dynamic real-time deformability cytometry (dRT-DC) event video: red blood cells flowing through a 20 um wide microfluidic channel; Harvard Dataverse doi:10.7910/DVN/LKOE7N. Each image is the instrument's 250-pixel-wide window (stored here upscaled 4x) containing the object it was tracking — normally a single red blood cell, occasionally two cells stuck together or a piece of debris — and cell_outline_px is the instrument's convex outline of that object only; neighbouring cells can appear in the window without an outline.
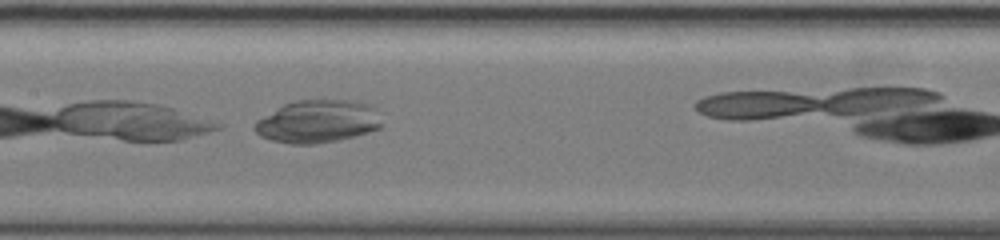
{"species": "common noctule bat (a hibernating species)", "species_latin": "Nyctalus noctula", "temperature_condition": "warm", "stored_images_in_passage": 28, "camera_frame_rate_fps": 3000, "um_per_image_px": 0.085, "animal": {"sex": "female", "body_mass_g": 19.5, "forearm_length_mm": 54.1}, "frame": {"image": 1, "passage_image": 13, "time_ms": 4.0, "image_size_px": [1000, 240], "cell_outline_px": [[380, 128], [368, 132], [340, 140], [316, 144], [288, 144], [272, 140], [260, 136], [252, 128], [256, 120], [284, 104], [296, 100], [356, 100], [372, 104], [376, 108], [380, 124]], "centroid_in_image_um": [27.0, 10.32], "position_along_channel_um": 180.4, "area_um2": 31.91}}
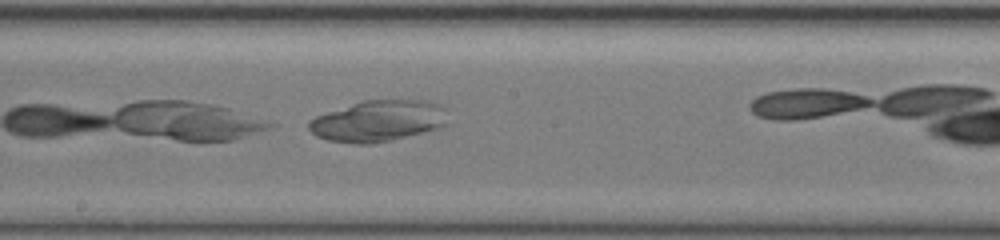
{"frame": {"image": 2, "passage_image": 16, "time_ms": 5.0, "image_size_px": [1000, 240], "cell_outline_px": [[444, 124], [436, 128], [392, 140], [372, 144], [356, 144], [328, 140], [316, 136], [308, 128], [308, 124], [316, 116], [364, 100], [432, 100], [440, 104], [444, 108]], "centroid_in_image_um": [32.12, 10.28], "position_along_channel_um": 216.1, "area_um2": 32.89}}